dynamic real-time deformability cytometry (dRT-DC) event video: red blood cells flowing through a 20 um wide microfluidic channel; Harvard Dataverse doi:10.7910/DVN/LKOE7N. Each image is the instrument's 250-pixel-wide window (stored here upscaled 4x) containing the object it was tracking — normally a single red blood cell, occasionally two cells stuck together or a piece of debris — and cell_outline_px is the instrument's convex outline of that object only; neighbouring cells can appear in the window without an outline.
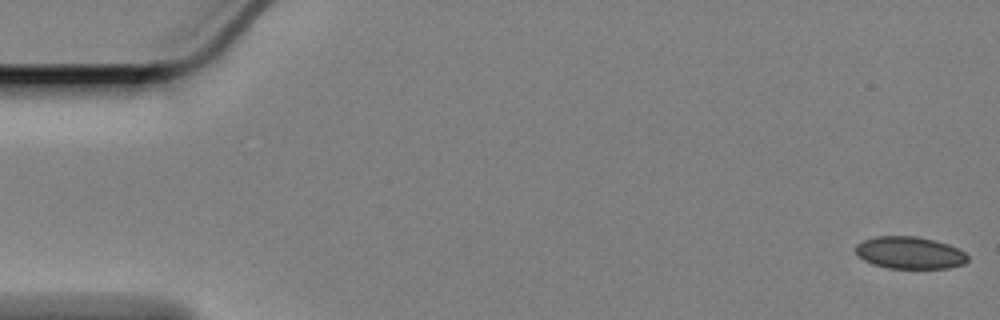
{"species": "Egyptian fruit bat (a non-hibernating species)", "species_latin": "Rousettus aegyptiacus", "temperature_condition": "cold", "stored_images_in_passage": 59, "camera_frame_rate_fps": 3000, "um_per_image_px": 0.085, "animal": {"sex": "female"}, "frame": {"image": 1, "passage_image": 1, "time_ms": 0.0, "image_size_px": [1000, 320], "cell_outline_px": [[968, 260], [964, 264], [948, 268], [888, 268], [872, 264], [864, 260], [856, 252], [856, 244], [864, 240], [876, 236], [916, 236], [936, 240], [948, 244], [964, 252], [968, 256]], "centroid_in_image_um": [77.33, 21.48], "position_along_channel_um": 7.7, "area_um2": 20.98}}
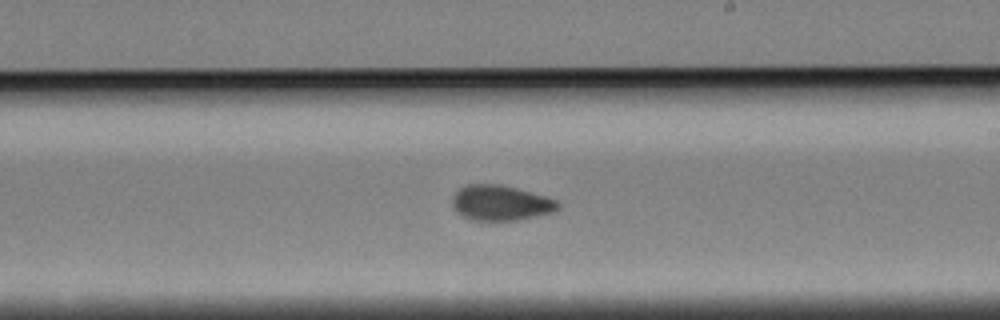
{"frame": {"image": 2, "passage_image": 34, "time_ms": 11.0, "image_size_px": [1000, 320], "cell_outline_px": [[560, 208], [552, 212], [536, 216], [516, 220], [472, 220], [456, 212], [452, 204], [452, 196], [464, 184], [500, 184], [516, 188], [544, 196], [556, 200], [560, 204]], "centroid_in_image_um": [42.53, 17.24], "position_along_channel_um": 246.5, "area_um2": 21.62}}
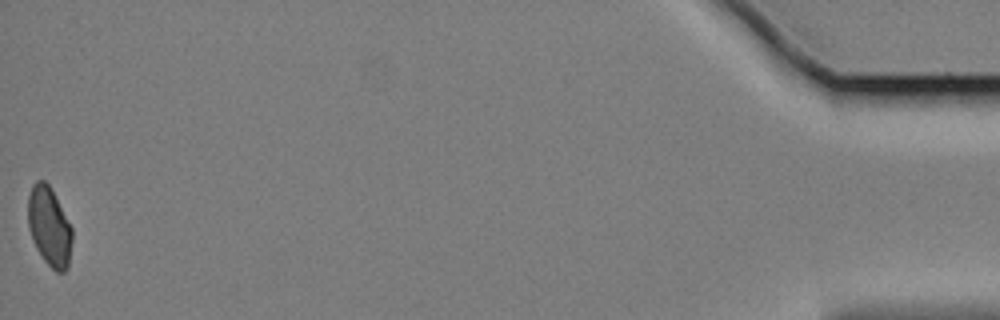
{"frame": {"image": 3, "passage_image": 59, "time_ms": 19.333, "image_size_px": [1000, 320], "cell_outline_px": [[72, 240], [68, 268], [64, 272], [56, 272], [44, 260], [36, 248], [32, 240], [28, 228], [28, 196], [32, 184], [36, 180], [44, 180], [52, 188], [72, 228]], "centroid_in_image_um": [4.18, 19.24], "position_along_channel_um": 431.0, "area_um2": 20.58}, "authors_computed_cell_mechanics": {"area_um2": 21.5016, "velocity_mm_per_s": 3.3646, "shape_relaxation_time_tau1_ms": null, "shape_relaxation_time_tau2_ms": 2.4888, "deformation_change_tau1": null, "deformation_change_tau2": 0.0533}}